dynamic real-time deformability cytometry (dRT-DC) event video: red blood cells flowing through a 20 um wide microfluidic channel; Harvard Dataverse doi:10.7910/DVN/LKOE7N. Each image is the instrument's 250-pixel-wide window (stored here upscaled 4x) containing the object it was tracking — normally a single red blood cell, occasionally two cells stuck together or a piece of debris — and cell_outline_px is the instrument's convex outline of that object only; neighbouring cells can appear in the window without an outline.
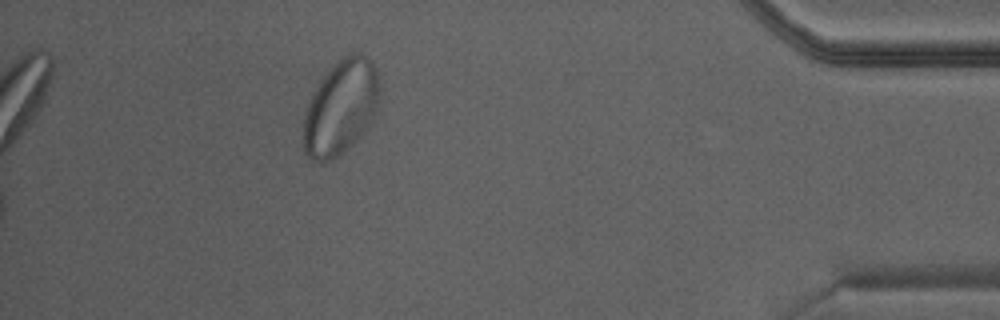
{"species": "Egyptian fruit bat (a non-hibernating species)", "species_latin": "Rousettus aegyptiacus", "temperature_condition": "warm", "stored_images_in_passage": 25, "camera_frame_rate_fps": 3000, "um_per_image_px": 0.085, "animal": {"sex": "male"}, "frame": {"image": 1, "passage_image": 22, "time_ms": 7.0, "image_size_px": [1000, 320], "cell_outline_px": [[380, 104], [376, 112], [360, 136], [352, 144], [332, 160], [324, 164], [320, 164], [312, 160], [308, 156], [300, 140], [304, 116], [308, 100], [312, 92], [320, 80], [344, 56], [352, 52], [360, 52], [372, 60], [376, 68], [380, 96]], "centroid_in_image_um": [28.94, 9.16], "position_along_channel_um": 406.3, "area_um2": 42.54}}